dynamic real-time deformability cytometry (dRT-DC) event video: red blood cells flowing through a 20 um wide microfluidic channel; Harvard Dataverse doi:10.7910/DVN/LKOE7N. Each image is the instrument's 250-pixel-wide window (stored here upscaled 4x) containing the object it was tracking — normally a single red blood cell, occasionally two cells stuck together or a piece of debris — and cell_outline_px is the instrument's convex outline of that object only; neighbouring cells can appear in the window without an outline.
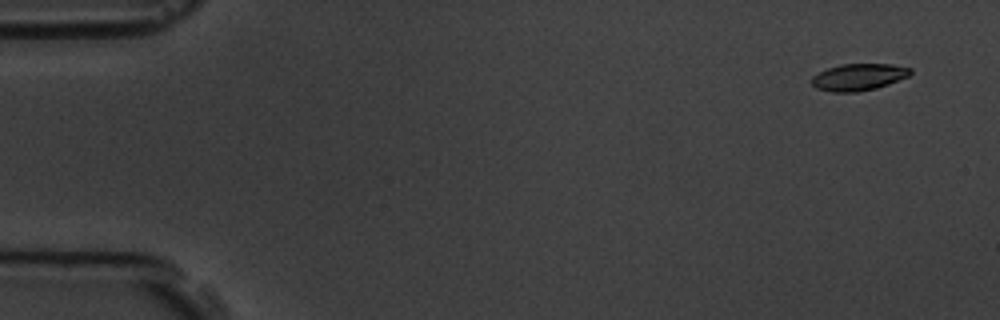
{"species": "common noctule bat (a hibernating species)", "species_latin": "Nyctalus noctula", "temperature_condition": "room temperature", "stored_images_in_passage": 4, "camera_frame_rate_fps": 3000, "um_per_image_px": 0.085, "animal": {"sex": "male", "body_mass_g": 19.5, "forearm_length_mm": 54.6}, "frame": {"image": 1, "passage_image": 1, "time_ms": 0.0, "image_size_px": [1000, 320], "cell_outline_px": [[912, 72], [908, 76], [888, 84], [876, 88], [856, 92], [832, 92], [816, 88], [812, 84], [812, 76], [828, 68], [840, 64], [892, 64], [912, 68]], "centroid_in_image_um": [72.98, 6.54], "position_along_channel_um": 12.0, "area_um2": 15.37}}
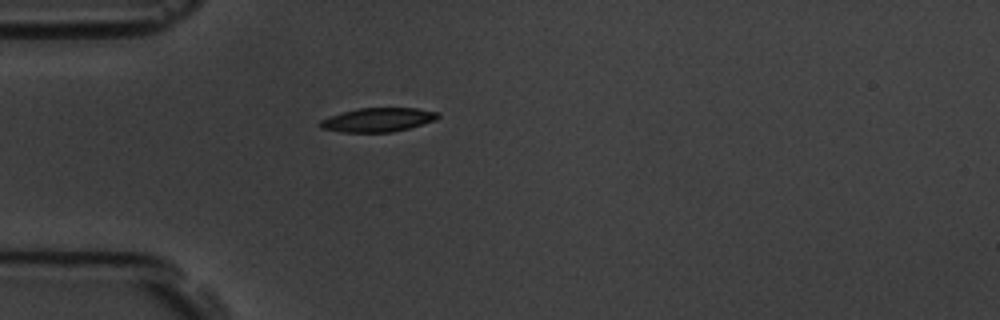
{"frame": {"image": 2, "passage_image": 4, "time_ms": 4.333, "image_size_px": [1000, 320], "cell_outline_px": [[440, 116], [436, 120], [408, 128], [392, 132], [340, 132], [320, 128], [320, 120], [340, 112], [360, 108], [416, 108], [440, 112]], "centroid_in_image_um": [32.13, 10.18], "position_along_channel_um": 52.9, "area_um2": 16.47}}